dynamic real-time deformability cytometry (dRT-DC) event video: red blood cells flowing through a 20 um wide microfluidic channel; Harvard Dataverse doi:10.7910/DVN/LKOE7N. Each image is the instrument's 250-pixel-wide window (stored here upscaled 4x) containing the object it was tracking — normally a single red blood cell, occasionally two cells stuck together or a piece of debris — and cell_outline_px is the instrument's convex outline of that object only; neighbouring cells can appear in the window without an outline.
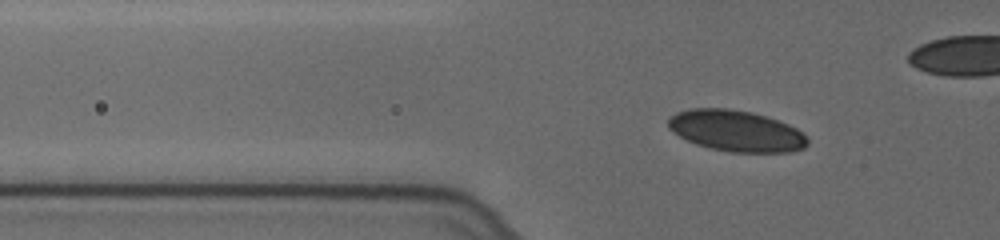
{"species": "human", "species_latin": "Homo sapiens", "temperature_condition": "cold", "stored_images_in_passage": 53, "camera_frame_rate_fps": 3000, "um_per_image_px": 0.085, "donor": {"sex": "female"}, "frame": {"image": 1, "passage_image": 16, "time_ms": 5.0, "image_size_px": [1000, 240], "cell_outline_px": [[808, 144], [804, 148], [792, 152], [728, 152], [696, 144], [680, 136], [668, 128], [668, 120], [676, 112], [688, 108], [728, 108], [752, 112], [788, 124], [804, 132], [808, 140]], "centroid_in_image_um": [62.59, 11.12], "position_along_channel_um": 63.2, "area_um2": 33.41}}
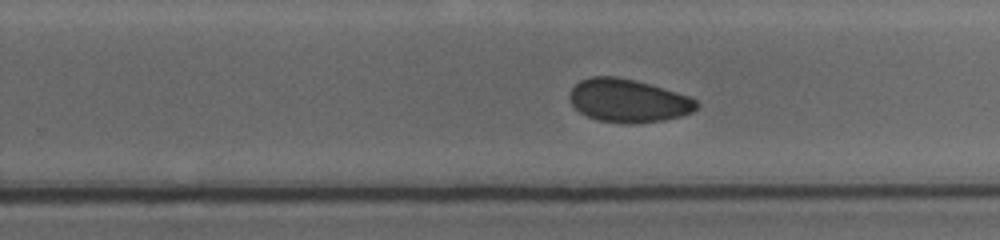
{"frame": {"image": 2, "passage_image": 35, "time_ms": 11.333, "image_size_px": [1000, 240], "cell_outline_px": [[700, 104], [692, 112], [680, 116], [664, 120], [632, 124], [628, 124], [596, 120], [580, 112], [568, 100], [568, 96], [572, 88], [580, 80], [592, 76], [616, 76], [636, 80], [688, 96], [696, 100]], "centroid_in_image_um": [53.37, 8.56], "position_along_channel_um": 276.4, "area_um2": 31.96}}
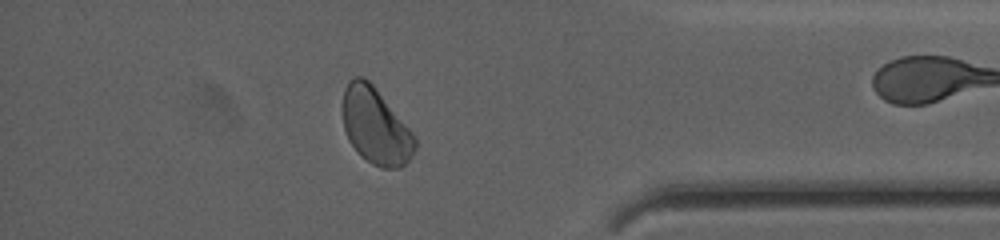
{"frame": {"image": 3, "passage_image": 47, "time_ms": 15.333, "image_size_px": [1000, 240], "cell_outline_px": [[416, 148], [412, 156], [400, 168], [380, 168], [372, 164], [360, 156], [348, 140], [344, 128], [344, 88], [348, 80], [356, 76], [364, 76], [372, 84], [416, 136]], "centroid_in_image_um": [31.93, 10.74], "position_along_channel_um": 403.3, "area_um2": 31.96}, "authors_computed_cell_mechanics": {"area_um2": 31.9634, "velocity_mm_per_s": 3.6049, "shape_relaxation_time_tau1_ms": 6.5902, "shape_relaxation_time_tau2_ms": 5.6607, "deformation_change_tau1": 0.0767, "deformation_change_tau2": 0.0705}}